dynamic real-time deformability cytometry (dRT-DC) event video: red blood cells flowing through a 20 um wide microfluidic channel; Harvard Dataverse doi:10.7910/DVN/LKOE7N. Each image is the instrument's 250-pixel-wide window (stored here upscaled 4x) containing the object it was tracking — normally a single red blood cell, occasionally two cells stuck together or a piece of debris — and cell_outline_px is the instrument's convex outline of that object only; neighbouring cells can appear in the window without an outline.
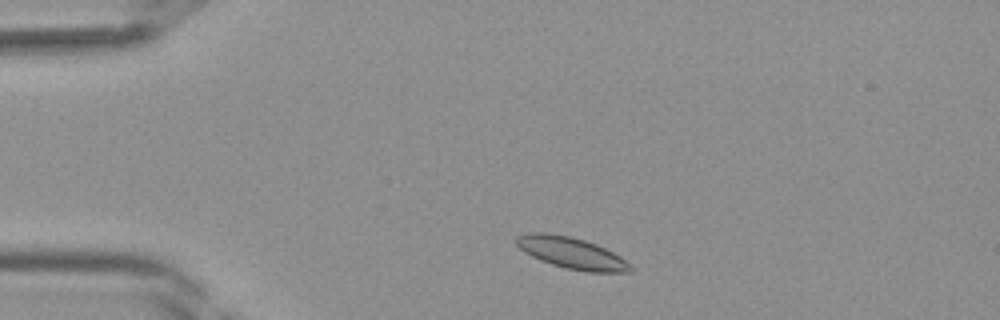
{"species": "Egyptian fruit bat (a non-hibernating species)", "species_latin": "Rousettus aegyptiacus", "temperature_condition": "room temperature", "stored_images_in_passage": 35, "camera_frame_rate_fps": 3000, "um_per_image_px": 0.085, "frame": {"image": 1, "passage_image": 3, "time_ms": 0.667, "image_size_px": [1000, 320], "cell_outline_px": [[632, 272], [588, 272], [564, 268], [552, 264], [532, 256], [524, 252], [516, 244], [516, 236], [528, 232], [548, 232], [572, 236], [596, 244], [620, 256], [632, 268]], "centroid_in_image_um": [48.54, 21.48], "position_along_channel_um": 36.5, "area_um2": 20.87}}
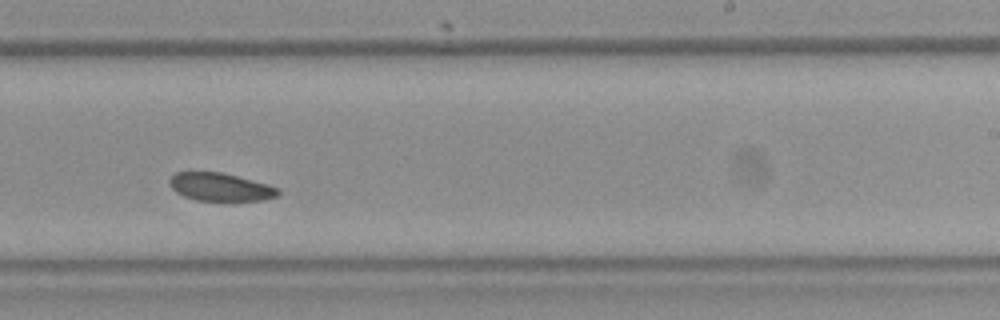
{"frame": {"image": 2, "passage_image": 20, "time_ms": 6.333, "image_size_px": [1000, 320], "cell_outline_px": [[280, 192], [276, 196], [264, 200], [196, 200], [184, 196], [176, 192], [168, 184], [168, 180], [176, 172], [220, 172], [268, 184], [280, 188]], "centroid_in_image_um": [18.72, 15.89], "position_along_channel_um": 270.3, "area_um2": 17.57}}
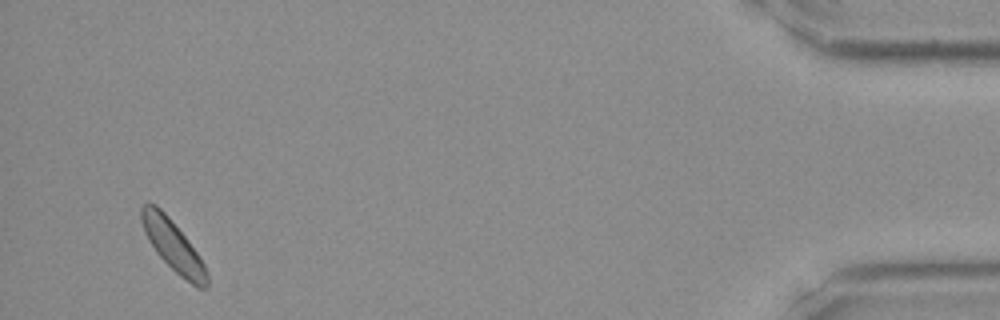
{"frame": {"image": 3, "passage_image": 34, "time_ms": 11.0, "image_size_px": [1000, 320], "cell_outline_px": [[208, 288], [196, 288], [180, 276], [156, 252], [148, 240], [144, 232], [140, 220], [140, 208], [144, 204], [156, 204], [168, 216], [188, 240], [204, 264], [208, 272]], "centroid_in_image_um": [14.71, 20.9], "position_along_channel_um": 420.5, "area_um2": 19.25}}